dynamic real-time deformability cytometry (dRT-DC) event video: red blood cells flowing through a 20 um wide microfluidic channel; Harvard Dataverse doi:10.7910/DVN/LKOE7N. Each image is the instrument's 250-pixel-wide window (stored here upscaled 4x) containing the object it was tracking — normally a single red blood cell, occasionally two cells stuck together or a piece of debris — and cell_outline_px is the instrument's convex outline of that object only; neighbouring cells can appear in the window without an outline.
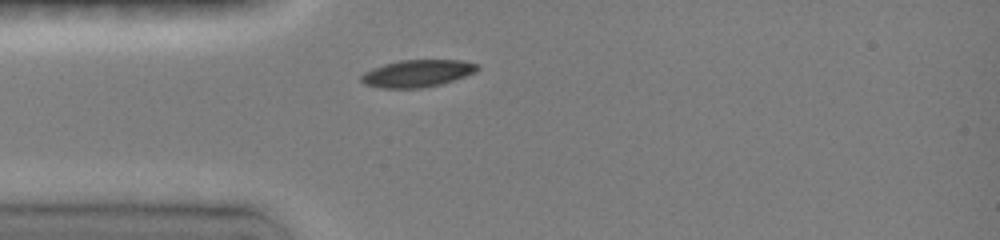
{"species": "common noctule bat (a hibernating species)", "species_latin": "Nyctalus noctula", "temperature_condition": "room temperature", "stored_images_in_passage": 4, "camera_frame_rate_fps": 3000, "um_per_image_px": 0.085, "animal": {"sex": "female", "body_mass_g": 19.0, "forearm_length_mm": 51.5}, "frame": {"image": 1, "passage_image": 1, "time_ms": 0.0, "image_size_px": [1000, 240], "cell_outline_px": [[480, 68], [464, 76], [440, 84], [420, 88], [384, 88], [364, 84], [360, 80], [360, 76], [364, 72], [372, 68], [384, 64], [400, 60], [460, 60], [476, 64]], "centroid_in_image_um": [35.41, 6.23], "position_along_channel_um": 49.6, "area_um2": 18.15}}
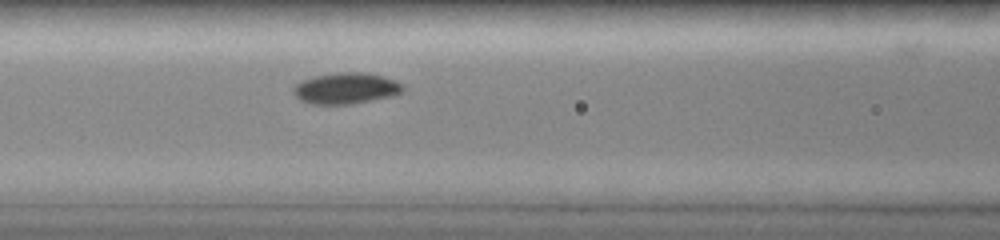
{"frame": {"image": 2, "passage_image": 4, "time_ms": 2.333, "image_size_px": [1000, 240], "cell_outline_px": [[404, 88], [400, 92], [392, 96], [352, 104], [312, 104], [300, 100], [292, 92], [292, 88], [296, 84], [304, 80], [316, 76], [336, 72], [360, 72], [384, 76], [396, 80]], "centroid_in_image_um": [29.39, 7.51], "position_along_channel_um": 137.2, "area_um2": 19.77}}